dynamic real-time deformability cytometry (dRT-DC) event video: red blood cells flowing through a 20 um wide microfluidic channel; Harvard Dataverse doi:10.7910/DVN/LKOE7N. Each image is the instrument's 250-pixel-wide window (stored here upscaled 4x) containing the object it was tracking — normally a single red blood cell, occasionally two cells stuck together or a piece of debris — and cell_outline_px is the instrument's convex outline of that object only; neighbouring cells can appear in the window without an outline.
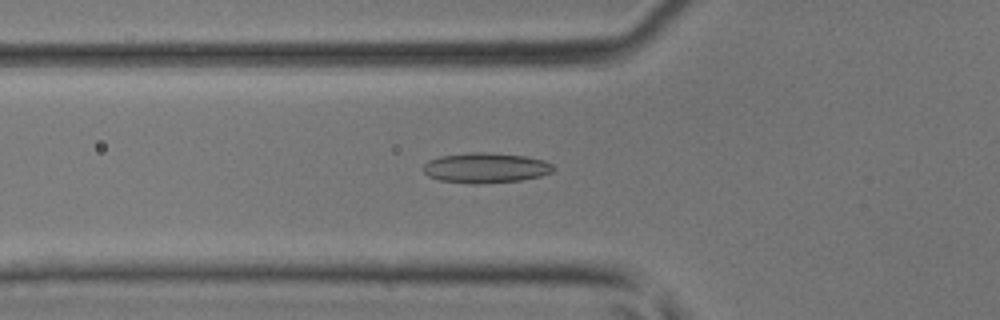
{"species": "common noctule bat (a hibernating species)", "species_latin": "Nyctalus noctula", "temperature_condition": "room temperature", "stored_images_in_passage": 43, "camera_frame_rate_fps": 3000, "um_per_image_px": 0.085, "animal": {"sex": "male", "body_mass_g": 17.9, "forearm_length_mm": 54.2}, "frame": {"image": 1, "passage_image": 15, "time_ms": 4.667, "image_size_px": [1000, 320], "cell_outline_px": [[556, 168], [552, 172], [540, 176], [520, 180], [476, 184], [472, 184], [440, 180], [428, 176], [424, 172], [424, 164], [428, 160], [440, 156], [472, 152], [488, 152], [528, 156], [544, 160], [552, 164]], "centroid_in_image_um": [41.3, 14.26], "position_along_channel_um": 84.5, "area_um2": 22.95}}
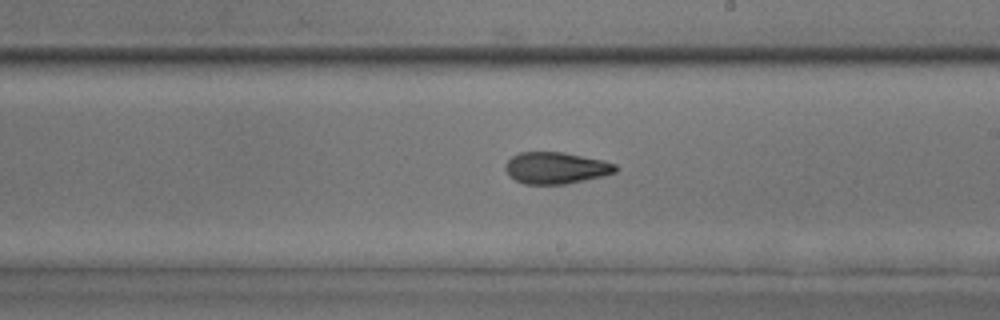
{"frame": {"image": 2, "passage_image": 25, "time_ms": 8.0, "image_size_px": [1000, 320], "cell_outline_px": [[620, 168], [616, 172], [604, 176], [564, 184], [524, 184], [516, 180], [504, 168], [504, 164], [512, 156], [520, 152], [564, 152], [604, 160], [616, 164]], "centroid_in_image_um": [47.3, 14.26], "position_along_channel_um": 241.7, "area_um2": 20.4}}
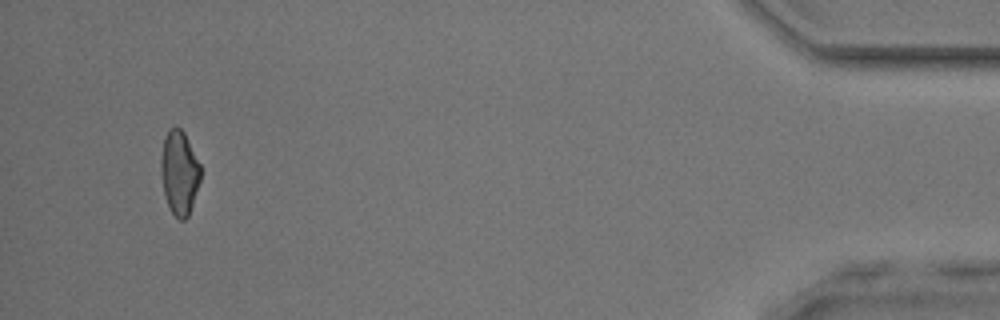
{"frame": {"image": 3, "passage_image": 41, "time_ms": 13.333, "image_size_px": [1000, 320], "cell_outline_px": [[200, 180], [188, 216], [184, 220], [180, 220], [172, 212], [168, 204], [164, 192], [160, 172], [160, 160], [164, 136], [168, 128], [176, 124], [184, 132], [200, 164]], "centroid_in_image_um": [15.22, 14.61], "position_along_channel_um": 420.0, "area_um2": 19.42}}